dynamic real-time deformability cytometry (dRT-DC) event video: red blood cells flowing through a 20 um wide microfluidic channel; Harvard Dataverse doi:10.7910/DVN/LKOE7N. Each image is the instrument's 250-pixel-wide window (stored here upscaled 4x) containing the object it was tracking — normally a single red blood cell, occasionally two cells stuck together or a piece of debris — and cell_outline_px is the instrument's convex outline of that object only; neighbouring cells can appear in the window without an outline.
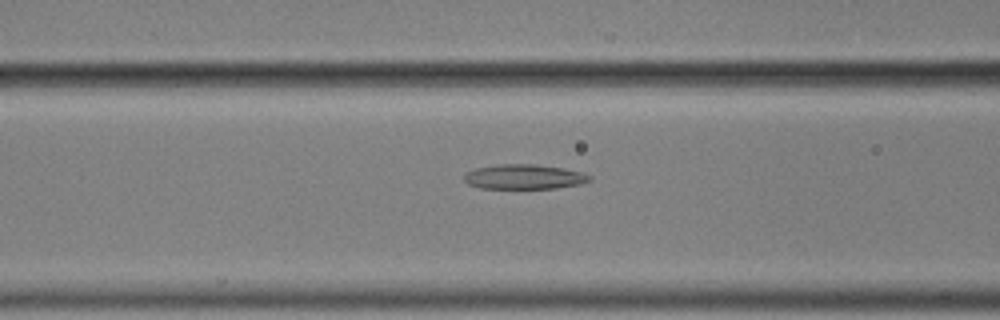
{"species": "common noctule bat (a hibernating species)", "species_latin": "Nyctalus noctula", "temperature_condition": "cold", "stored_images_in_passage": 48, "camera_frame_rate_fps": 3000, "um_per_image_px": 0.085, "animal": {"sex": "male", "body_mass_g": 17.9}, "frame": {"image": 1, "passage_image": 14, "time_ms": 4.333, "image_size_px": [1000, 320], "cell_outline_px": [[592, 180], [580, 184], [556, 188], [480, 188], [468, 184], [464, 180], [464, 172], [476, 168], [496, 164], [536, 164], [564, 168], [580, 172], [592, 176]], "centroid_in_image_um": [44.53, 15.02], "position_along_channel_um": 122.1, "area_um2": 18.21}}
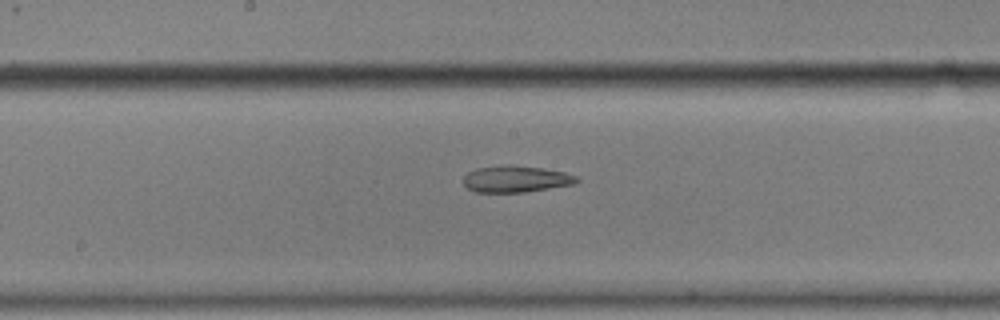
{"frame": {"image": 2, "passage_image": 21, "time_ms": 6.667, "image_size_px": [1000, 320], "cell_outline_px": [[580, 180], [576, 184], [524, 192], [476, 192], [468, 188], [464, 184], [464, 176], [468, 172], [476, 168], [500, 164], [512, 164], [540, 168], [564, 172], [580, 176]], "centroid_in_image_um": [43.88, 15.2], "position_along_channel_um": 204.3, "area_um2": 17.8}}
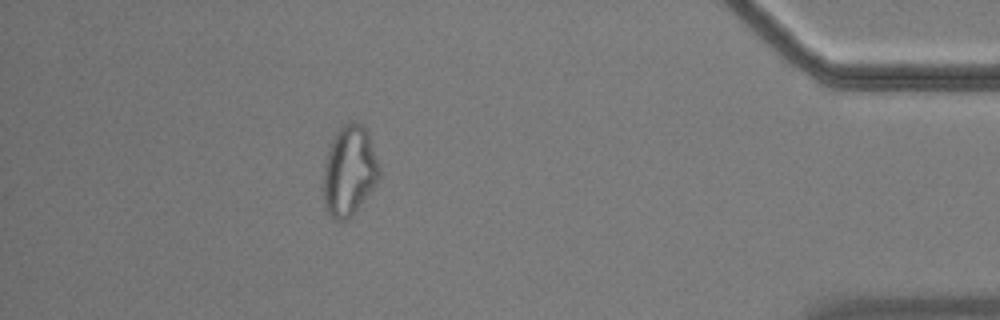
{"frame": {"image": 3, "passage_image": 42, "time_ms": 13.667, "image_size_px": [1000, 320], "cell_outline_px": [[380, 176], [376, 184], [352, 216], [348, 220], [336, 220], [328, 212], [324, 204], [324, 164], [328, 144], [336, 132], [348, 120], [352, 120], [360, 124], [368, 132], [380, 168]], "centroid_in_image_um": [29.68, 14.5], "position_along_channel_um": 405.5, "area_um2": 29.48}, "authors_computed_cell_mechanics": {"area_um2": 19.941, "velocity_mm_per_s": 3.5209, "shape_relaxation_time_tau1_ms": null, "shape_relaxation_time_tau2_ms": 4.5033, "deformation_change_tau1": null, "deformation_change_tau2": 0.1329}}